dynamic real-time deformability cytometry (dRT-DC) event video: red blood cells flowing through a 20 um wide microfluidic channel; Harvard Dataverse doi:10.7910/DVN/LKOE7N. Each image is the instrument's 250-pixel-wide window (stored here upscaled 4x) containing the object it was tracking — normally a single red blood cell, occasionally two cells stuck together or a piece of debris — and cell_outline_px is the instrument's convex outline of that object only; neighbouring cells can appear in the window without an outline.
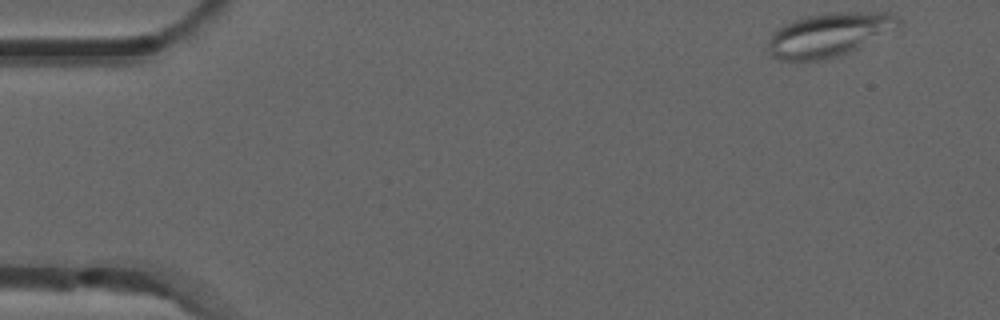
{"species": "common noctule bat (a hibernating species)", "species_latin": "Nyctalus noctula", "temperature_condition": "room temperature", "stored_images_in_passage": 5, "camera_frame_rate_fps": 3000, "um_per_image_px": 0.085, "animal": {"sex": "male", "forearm_length_mm": 52.5}, "frame": {"image": 1, "passage_image": 1, "time_ms": 0.0, "image_size_px": [1000, 320], "cell_outline_px": [[904, 24], [900, 28], [848, 52], [836, 56], [820, 60], [780, 60], [772, 56], [768, 44], [768, 40], [772, 32], [784, 24], [808, 16], [832, 12], [892, 12]], "centroid_in_image_um": [70.53, 2.93], "position_along_channel_um": 14.5, "area_um2": 33.18}}